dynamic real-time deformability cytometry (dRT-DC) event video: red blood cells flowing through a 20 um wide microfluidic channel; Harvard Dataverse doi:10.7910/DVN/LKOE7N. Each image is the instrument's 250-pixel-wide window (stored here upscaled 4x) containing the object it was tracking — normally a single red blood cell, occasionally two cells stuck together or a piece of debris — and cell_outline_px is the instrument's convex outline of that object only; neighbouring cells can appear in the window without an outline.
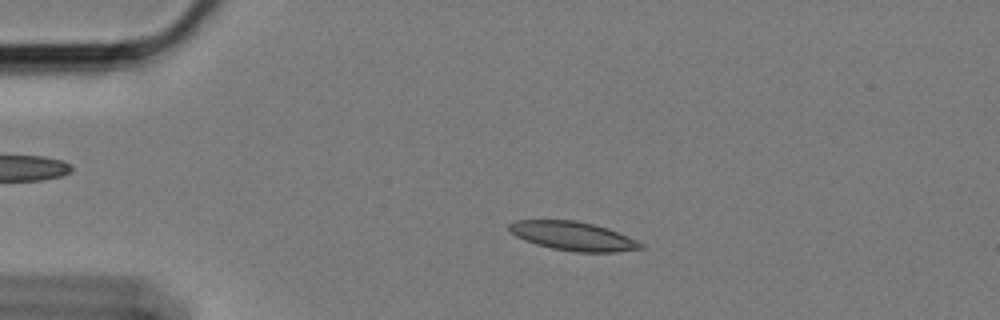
{"species": "Egyptian fruit bat (a non-hibernating species)", "species_latin": "Rousettus aegyptiacus", "temperature_condition": "cold", "stored_images_in_passage": 59, "camera_frame_rate_fps": 3000, "um_per_image_px": 0.085, "animal": {"sex": "female"}, "frame": {"image": 1, "passage_image": 12, "time_ms": 3.667, "image_size_px": [1000, 320], "cell_outline_px": [[648, 248], [616, 252], [576, 252], [552, 248], [536, 244], [524, 240], [516, 236], [508, 228], [508, 224], [516, 220], [576, 220], [608, 228], [636, 240], [644, 244]], "centroid_in_image_um": [48.74, 20.07], "position_along_channel_um": 36.3, "area_um2": 22.14}}
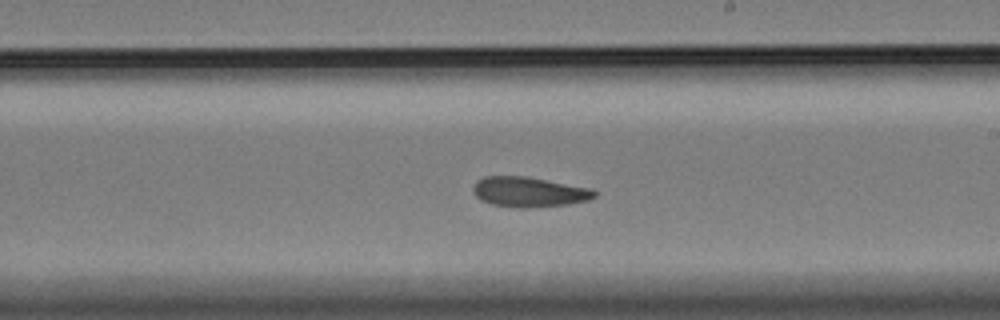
{"frame": {"image": 2, "passage_image": 34, "time_ms": 11.0, "image_size_px": [1000, 320], "cell_outline_px": [[596, 196], [588, 200], [568, 204], [528, 208], [516, 208], [492, 204], [480, 200], [472, 192], [472, 188], [476, 180], [484, 176], [528, 176], [592, 188], [596, 192]], "centroid_in_image_um": [44.95, 16.31], "position_along_channel_um": 244.1, "area_um2": 21.56}}
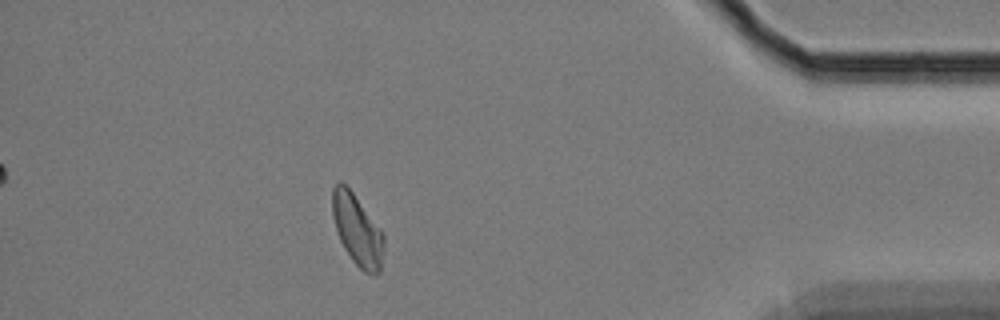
{"frame": {"image": 3, "passage_image": 52, "time_ms": 17.0, "image_size_px": [1000, 320], "cell_outline_px": [[384, 244], [380, 272], [376, 276], [364, 272], [352, 260], [344, 248], [340, 240], [332, 216], [332, 188], [340, 180], [352, 192], [384, 232]], "centroid_in_image_um": [30.38, 19.56], "position_along_channel_um": 404.8, "area_um2": 21.33}, "authors_computed_cell_mechanics": {"area_um2": 21.2704, "velocity_mm_per_s": 3.3684, "shape_relaxation_time_tau1_ms": null, "shape_relaxation_time_tau2_ms": 4.8078, "deformation_change_tau1": null, "deformation_change_tau2": 0.1077}}